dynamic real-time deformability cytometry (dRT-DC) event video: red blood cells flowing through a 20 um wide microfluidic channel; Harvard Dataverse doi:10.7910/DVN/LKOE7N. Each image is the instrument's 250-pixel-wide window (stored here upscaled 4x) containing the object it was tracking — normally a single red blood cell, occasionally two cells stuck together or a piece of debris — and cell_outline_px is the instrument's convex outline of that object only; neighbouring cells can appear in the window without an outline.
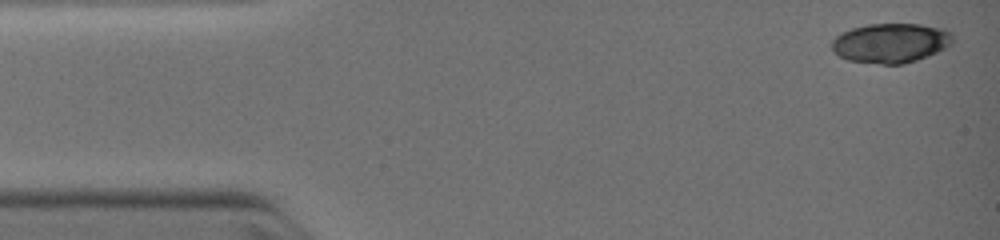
{"species": "common noctule bat (a hibernating species)", "species_latin": "Nyctalus noctula", "temperature_condition": "warm", "stored_images_in_passage": 7, "camera_frame_rate_fps": 3000, "um_per_image_px": 0.085, "animal": {"sex": "female", "body_mass_g": 19.0, "forearm_length_mm": 51.5}, "frame": {"image": 1, "passage_image": 1, "time_ms": 0.0, "image_size_px": [1000, 240], "cell_outline_px": [[952, 40], [944, 48], [928, 56], [904, 64], [884, 64], [848, 60], [832, 52], [832, 40], [836, 36], [852, 28], [868, 24], [920, 24], [944, 28], [952, 32]], "centroid_in_image_um": [75.7, 3.65], "position_along_channel_um": 9.3, "area_um2": 27.74}}
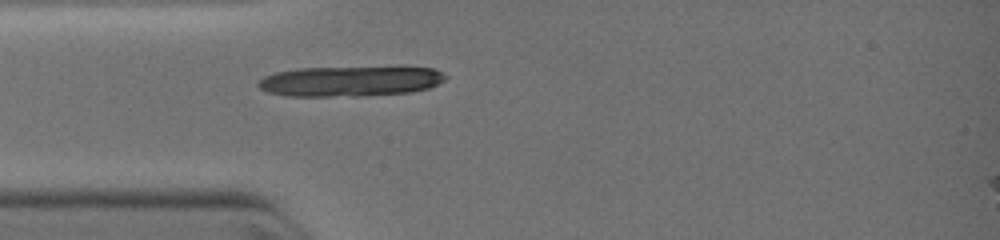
{"frame": {"image": 2, "passage_image": 7, "time_ms": 3.0, "image_size_px": [1000, 240], "cell_outline_px": [[448, 76], [444, 80], [428, 88], [408, 92], [360, 96], [288, 96], [268, 92], [260, 88], [256, 84], [264, 76], [276, 72], [296, 68], [436, 68]], "centroid_in_image_um": [29.72, 6.91], "position_along_channel_um": 55.3, "area_um2": 32.6}}